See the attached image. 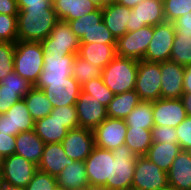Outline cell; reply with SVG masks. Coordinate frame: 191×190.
Returning <instances> with one entry per match:
<instances>
[{"instance_id":"obj_1","label":"cell","mask_w":191,"mask_h":190,"mask_svg":"<svg viewBox=\"0 0 191 190\" xmlns=\"http://www.w3.org/2000/svg\"><path fill=\"white\" fill-rule=\"evenodd\" d=\"M17 40L41 42L59 21L52 7H18Z\"/></svg>"},{"instance_id":"obj_2","label":"cell","mask_w":191,"mask_h":190,"mask_svg":"<svg viewBox=\"0 0 191 190\" xmlns=\"http://www.w3.org/2000/svg\"><path fill=\"white\" fill-rule=\"evenodd\" d=\"M137 158L126 144L111 150L110 179L103 190H132Z\"/></svg>"},{"instance_id":"obj_3","label":"cell","mask_w":191,"mask_h":190,"mask_svg":"<svg viewBox=\"0 0 191 190\" xmlns=\"http://www.w3.org/2000/svg\"><path fill=\"white\" fill-rule=\"evenodd\" d=\"M138 61L116 56L103 70L101 77L115 95L135 90Z\"/></svg>"},{"instance_id":"obj_4","label":"cell","mask_w":191,"mask_h":190,"mask_svg":"<svg viewBox=\"0 0 191 190\" xmlns=\"http://www.w3.org/2000/svg\"><path fill=\"white\" fill-rule=\"evenodd\" d=\"M43 55L40 42L17 40L15 44L14 72L34 86L43 70Z\"/></svg>"},{"instance_id":"obj_5","label":"cell","mask_w":191,"mask_h":190,"mask_svg":"<svg viewBox=\"0 0 191 190\" xmlns=\"http://www.w3.org/2000/svg\"><path fill=\"white\" fill-rule=\"evenodd\" d=\"M40 43L44 54L61 56L78 54L80 46L79 38L64 20H59L49 36Z\"/></svg>"},{"instance_id":"obj_6","label":"cell","mask_w":191,"mask_h":190,"mask_svg":"<svg viewBox=\"0 0 191 190\" xmlns=\"http://www.w3.org/2000/svg\"><path fill=\"white\" fill-rule=\"evenodd\" d=\"M161 71L159 62L138 61L135 91L141 101H156L161 98Z\"/></svg>"},{"instance_id":"obj_7","label":"cell","mask_w":191,"mask_h":190,"mask_svg":"<svg viewBox=\"0 0 191 190\" xmlns=\"http://www.w3.org/2000/svg\"><path fill=\"white\" fill-rule=\"evenodd\" d=\"M169 187L167 172L146 156H138L132 190H162Z\"/></svg>"},{"instance_id":"obj_8","label":"cell","mask_w":191,"mask_h":190,"mask_svg":"<svg viewBox=\"0 0 191 190\" xmlns=\"http://www.w3.org/2000/svg\"><path fill=\"white\" fill-rule=\"evenodd\" d=\"M37 170V165L34 163L23 156L12 154L2 158L0 179L7 184L25 188Z\"/></svg>"},{"instance_id":"obj_9","label":"cell","mask_w":191,"mask_h":190,"mask_svg":"<svg viewBox=\"0 0 191 190\" xmlns=\"http://www.w3.org/2000/svg\"><path fill=\"white\" fill-rule=\"evenodd\" d=\"M176 31L174 23L164 21L153 26V37L143 60L150 62L169 61Z\"/></svg>"},{"instance_id":"obj_10","label":"cell","mask_w":191,"mask_h":190,"mask_svg":"<svg viewBox=\"0 0 191 190\" xmlns=\"http://www.w3.org/2000/svg\"><path fill=\"white\" fill-rule=\"evenodd\" d=\"M152 37L153 26H145L139 30L129 31L116 40V54L120 57L141 61Z\"/></svg>"},{"instance_id":"obj_11","label":"cell","mask_w":191,"mask_h":190,"mask_svg":"<svg viewBox=\"0 0 191 190\" xmlns=\"http://www.w3.org/2000/svg\"><path fill=\"white\" fill-rule=\"evenodd\" d=\"M166 21L163 0H145L131 9L127 30L135 31L145 26H155Z\"/></svg>"},{"instance_id":"obj_12","label":"cell","mask_w":191,"mask_h":190,"mask_svg":"<svg viewBox=\"0 0 191 190\" xmlns=\"http://www.w3.org/2000/svg\"><path fill=\"white\" fill-rule=\"evenodd\" d=\"M84 164L89 186L103 189L110 179L111 150L95 146Z\"/></svg>"},{"instance_id":"obj_13","label":"cell","mask_w":191,"mask_h":190,"mask_svg":"<svg viewBox=\"0 0 191 190\" xmlns=\"http://www.w3.org/2000/svg\"><path fill=\"white\" fill-rule=\"evenodd\" d=\"M61 143L68 157L84 162L95 147L93 130L83 127L70 129Z\"/></svg>"},{"instance_id":"obj_14","label":"cell","mask_w":191,"mask_h":190,"mask_svg":"<svg viewBox=\"0 0 191 190\" xmlns=\"http://www.w3.org/2000/svg\"><path fill=\"white\" fill-rule=\"evenodd\" d=\"M127 125L124 119L107 117L93 130L95 146L101 149L114 150L125 144Z\"/></svg>"},{"instance_id":"obj_15","label":"cell","mask_w":191,"mask_h":190,"mask_svg":"<svg viewBox=\"0 0 191 190\" xmlns=\"http://www.w3.org/2000/svg\"><path fill=\"white\" fill-rule=\"evenodd\" d=\"M42 91L53 107L70 106L75 105L81 85L70 76L65 80L46 81Z\"/></svg>"},{"instance_id":"obj_16","label":"cell","mask_w":191,"mask_h":190,"mask_svg":"<svg viewBox=\"0 0 191 190\" xmlns=\"http://www.w3.org/2000/svg\"><path fill=\"white\" fill-rule=\"evenodd\" d=\"M76 55H49L44 54V65L35 88L43 89L46 81L65 80L72 76V64Z\"/></svg>"},{"instance_id":"obj_17","label":"cell","mask_w":191,"mask_h":190,"mask_svg":"<svg viewBox=\"0 0 191 190\" xmlns=\"http://www.w3.org/2000/svg\"><path fill=\"white\" fill-rule=\"evenodd\" d=\"M79 127L94 130L107 118L106 106L99 103L94 96L80 91L75 103Z\"/></svg>"},{"instance_id":"obj_18","label":"cell","mask_w":191,"mask_h":190,"mask_svg":"<svg viewBox=\"0 0 191 190\" xmlns=\"http://www.w3.org/2000/svg\"><path fill=\"white\" fill-rule=\"evenodd\" d=\"M154 126H171L176 128L187 113L181 99L160 98L152 101Z\"/></svg>"},{"instance_id":"obj_19","label":"cell","mask_w":191,"mask_h":190,"mask_svg":"<svg viewBox=\"0 0 191 190\" xmlns=\"http://www.w3.org/2000/svg\"><path fill=\"white\" fill-rule=\"evenodd\" d=\"M161 98L181 99L184 93L183 81L185 67L175 62H160Z\"/></svg>"},{"instance_id":"obj_20","label":"cell","mask_w":191,"mask_h":190,"mask_svg":"<svg viewBox=\"0 0 191 190\" xmlns=\"http://www.w3.org/2000/svg\"><path fill=\"white\" fill-rule=\"evenodd\" d=\"M74 161L65 154L62 143H48L44 146L37 168L39 171L56 177L67 165Z\"/></svg>"},{"instance_id":"obj_21","label":"cell","mask_w":191,"mask_h":190,"mask_svg":"<svg viewBox=\"0 0 191 190\" xmlns=\"http://www.w3.org/2000/svg\"><path fill=\"white\" fill-rule=\"evenodd\" d=\"M169 187L191 190V151L181 150L167 172Z\"/></svg>"},{"instance_id":"obj_22","label":"cell","mask_w":191,"mask_h":190,"mask_svg":"<svg viewBox=\"0 0 191 190\" xmlns=\"http://www.w3.org/2000/svg\"><path fill=\"white\" fill-rule=\"evenodd\" d=\"M130 12V8L117 2L108 3L102 8L103 22L116 40L128 32L127 23Z\"/></svg>"},{"instance_id":"obj_23","label":"cell","mask_w":191,"mask_h":190,"mask_svg":"<svg viewBox=\"0 0 191 190\" xmlns=\"http://www.w3.org/2000/svg\"><path fill=\"white\" fill-rule=\"evenodd\" d=\"M45 143L34 130L18 133L15 140V154L23 156L38 166Z\"/></svg>"},{"instance_id":"obj_24","label":"cell","mask_w":191,"mask_h":190,"mask_svg":"<svg viewBox=\"0 0 191 190\" xmlns=\"http://www.w3.org/2000/svg\"><path fill=\"white\" fill-rule=\"evenodd\" d=\"M78 55L103 70L117 56L116 44L80 43Z\"/></svg>"},{"instance_id":"obj_25","label":"cell","mask_w":191,"mask_h":190,"mask_svg":"<svg viewBox=\"0 0 191 190\" xmlns=\"http://www.w3.org/2000/svg\"><path fill=\"white\" fill-rule=\"evenodd\" d=\"M52 6L59 20L64 21L78 19L98 9L90 0H53Z\"/></svg>"},{"instance_id":"obj_26","label":"cell","mask_w":191,"mask_h":190,"mask_svg":"<svg viewBox=\"0 0 191 190\" xmlns=\"http://www.w3.org/2000/svg\"><path fill=\"white\" fill-rule=\"evenodd\" d=\"M57 186L65 190H76L89 186L85 164L82 161H74L67 165L57 176Z\"/></svg>"},{"instance_id":"obj_27","label":"cell","mask_w":191,"mask_h":190,"mask_svg":"<svg viewBox=\"0 0 191 190\" xmlns=\"http://www.w3.org/2000/svg\"><path fill=\"white\" fill-rule=\"evenodd\" d=\"M34 131L45 144H48L61 143L69 130L54 116L47 115L35 121Z\"/></svg>"},{"instance_id":"obj_28","label":"cell","mask_w":191,"mask_h":190,"mask_svg":"<svg viewBox=\"0 0 191 190\" xmlns=\"http://www.w3.org/2000/svg\"><path fill=\"white\" fill-rule=\"evenodd\" d=\"M180 151L179 144L152 142L145 156L163 171L168 172Z\"/></svg>"},{"instance_id":"obj_29","label":"cell","mask_w":191,"mask_h":190,"mask_svg":"<svg viewBox=\"0 0 191 190\" xmlns=\"http://www.w3.org/2000/svg\"><path fill=\"white\" fill-rule=\"evenodd\" d=\"M5 114L10 119L11 135L16 136L18 133L34 130L35 121L23 98L12 105Z\"/></svg>"},{"instance_id":"obj_30","label":"cell","mask_w":191,"mask_h":190,"mask_svg":"<svg viewBox=\"0 0 191 190\" xmlns=\"http://www.w3.org/2000/svg\"><path fill=\"white\" fill-rule=\"evenodd\" d=\"M140 102L141 99L135 90L114 95L106 107L107 117L124 119Z\"/></svg>"},{"instance_id":"obj_31","label":"cell","mask_w":191,"mask_h":190,"mask_svg":"<svg viewBox=\"0 0 191 190\" xmlns=\"http://www.w3.org/2000/svg\"><path fill=\"white\" fill-rule=\"evenodd\" d=\"M23 99L34 121L46 117L53 110L52 104L41 89L33 87Z\"/></svg>"},{"instance_id":"obj_32","label":"cell","mask_w":191,"mask_h":190,"mask_svg":"<svg viewBox=\"0 0 191 190\" xmlns=\"http://www.w3.org/2000/svg\"><path fill=\"white\" fill-rule=\"evenodd\" d=\"M151 101H141L125 118L127 128H143L151 130L154 126Z\"/></svg>"},{"instance_id":"obj_33","label":"cell","mask_w":191,"mask_h":190,"mask_svg":"<svg viewBox=\"0 0 191 190\" xmlns=\"http://www.w3.org/2000/svg\"><path fill=\"white\" fill-rule=\"evenodd\" d=\"M152 132L143 128H127L125 144L137 156H145L152 145Z\"/></svg>"},{"instance_id":"obj_34","label":"cell","mask_w":191,"mask_h":190,"mask_svg":"<svg viewBox=\"0 0 191 190\" xmlns=\"http://www.w3.org/2000/svg\"><path fill=\"white\" fill-rule=\"evenodd\" d=\"M170 60L184 67L191 66V36L175 34Z\"/></svg>"},{"instance_id":"obj_35","label":"cell","mask_w":191,"mask_h":190,"mask_svg":"<svg viewBox=\"0 0 191 190\" xmlns=\"http://www.w3.org/2000/svg\"><path fill=\"white\" fill-rule=\"evenodd\" d=\"M102 69L76 54L72 64V76L82 86L94 78L101 77Z\"/></svg>"},{"instance_id":"obj_36","label":"cell","mask_w":191,"mask_h":190,"mask_svg":"<svg viewBox=\"0 0 191 190\" xmlns=\"http://www.w3.org/2000/svg\"><path fill=\"white\" fill-rule=\"evenodd\" d=\"M103 21L102 9L98 8L94 12L86 14L78 19L67 21L71 30L79 40L90 30Z\"/></svg>"},{"instance_id":"obj_37","label":"cell","mask_w":191,"mask_h":190,"mask_svg":"<svg viewBox=\"0 0 191 190\" xmlns=\"http://www.w3.org/2000/svg\"><path fill=\"white\" fill-rule=\"evenodd\" d=\"M81 91L94 96L99 103L104 106H108L109 103L113 100L114 93L110 91L103 82L102 77H97L84 83L81 86Z\"/></svg>"},{"instance_id":"obj_38","label":"cell","mask_w":191,"mask_h":190,"mask_svg":"<svg viewBox=\"0 0 191 190\" xmlns=\"http://www.w3.org/2000/svg\"><path fill=\"white\" fill-rule=\"evenodd\" d=\"M80 43L116 44V39L102 21L100 24H97L95 28L86 33L80 39Z\"/></svg>"},{"instance_id":"obj_39","label":"cell","mask_w":191,"mask_h":190,"mask_svg":"<svg viewBox=\"0 0 191 190\" xmlns=\"http://www.w3.org/2000/svg\"><path fill=\"white\" fill-rule=\"evenodd\" d=\"M16 42H0V81L14 71Z\"/></svg>"},{"instance_id":"obj_40","label":"cell","mask_w":191,"mask_h":190,"mask_svg":"<svg viewBox=\"0 0 191 190\" xmlns=\"http://www.w3.org/2000/svg\"><path fill=\"white\" fill-rule=\"evenodd\" d=\"M165 20L174 22L191 11V0H163Z\"/></svg>"},{"instance_id":"obj_41","label":"cell","mask_w":191,"mask_h":190,"mask_svg":"<svg viewBox=\"0 0 191 190\" xmlns=\"http://www.w3.org/2000/svg\"><path fill=\"white\" fill-rule=\"evenodd\" d=\"M54 116L55 119L63 123L68 130L79 127V119L75 105L53 107L49 114Z\"/></svg>"},{"instance_id":"obj_42","label":"cell","mask_w":191,"mask_h":190,"mask_svg":"<svg viewBox=\"0 0 191 190\" xmlns=\"http://www.w3.org/2000/svg\"><path fill=\"white\" fill-rule=\"evenodd\" d=\"M34 86L14 71L10 72L0 81V89L19 90V95L24 98Z\"/></svg>"},{"instance_id":"obj_43","label":"cell","mask_w":191,"mask_h":190,"mask_svg":"<svg viewBox=\"0 0 191 190\" xmlns=\"http://www.w3.org/2000/svg\"><path fill=\"white\" fill-rule=\"evenodd\" d=\"M17 41V15L0 14V42Z\"/></svg>"},{"instance_id":"obj_44","label":"cell","mask_w":191,"mask_h":190,"mask_svg":"<svg viewBox=\"0 0 191 190\" xmlns=\"http://www.w3.org/2000/svg\"><path fill=\"white\" fill-rule=\"evenodd\" d=\"M56 186V177L37 170L25 190H54Z\"/></svg>"},{"instance_id":"obj_45","label":"cell","mask_w":191,"mask_h":190,"mask_svg":"<svg viewBox=\"0 0 191 190\" xmlns=\"http://www.w3.org/2000/svg\"><path fill=\"white\" fill-rule=\"evenodd\" d=\"M153 142L178 144L176 128L171 126H153L151 129Z\"/></svg>"},{"instance_id":"obj_46","label":"cell","mask_w":191,"mask_h":190,"mask_svg":"<svg viewBox=\"0 0 191 190\" xmlns=\"http://www.w3.org/2000/svg\"><path fill=\"white\" fill-rule=\"evenodd\" d=\"M176 133L181 150L191 151V116H187L176 127Z\"/></svg>"},{"instance_id":"obj_47","label":"cell","mask_w":191,"mask_h":190,"mask_svg":"<svg viewBox=\"0 0 191 190\" xmlns=\"http://www.w3.org/2000/svg\"><path fill=\"white\" fill-rule=\"evenodd\" d=\"M22 97L19 90L0 89V114H5Z\"/></svg>"},{"instance_id":"obj_48","label":"cell","mask_w":191,"mask_h":190,"mask_svg":"<svg viewBox=\"0 0 191 190\" xmlns=\"http://www.w3.org/2000/svg\"><path fill=\"white\" fill-rule=\"evenodd\" d=\"M16 136L0 134V156L2 158L15 154Z\"/></svg>"},{"instance_id":"obj_49","label":"cell","mask_w":191,"mask_h":190,"mask_svg":"<svg viewBox=\"0 0 191 190\" xmlns=\"http://www.w3.org/2000/svg\"><path fill=\"white\" fill-rule=\"evenodd\" d=\"M176 34L191 36V11L183 14L174 22Z\"/></svg>"},{"instance_id":"obj_50","label":"cell","mask_w":191,"mask_h":190,"mask_svg":"<svg viewBox=\"0 0 191 190\" xmlns=\"http://www.w3.org/2000/svg\"><path fill=\"white\" fill-rule=\"evenodd\" d=\"M19 8L16 0H0V14L17 15Z\"/></svg>"},{"instance_id":"obj_51","label":"cell","mask_w":191,"mask_h":190,"mask_svg":"<svg viewBox=\"0 0 191 190\" xmlns=\"http://www.w3.org/2000/svg\"><path fill=\"white\" fill-rule=\"evenodd\" d=\"M18 7H52L51 0H16Z\"/></svg>"},{"instance_id":"obj_52","label":"cell","mask_w":191,"mask_h":190,"mask_svg":"<svg viewBox=\"0 0 191 190\" xmlns=\"http://www.w3.org/2000/svg\"><path fill=\"white\" fill-rule=\"evenodd\" d=\"M0 134L11 135L10 119L6 114H0Z\"/></svg>"},{"instance_id":"obj_53","label":"cell","mask_w":191,"mask_h":190,"mask_svg":"<svg viewBox=\"0 0 191 190\" xmlns=\"http://www.w3.org/2000/svg\"><path fill=\"white\" fill-rule=\"evenodd\" d=\"M183 90L184 93H191V66H185Z\"/></svg>"},{"instance_id":"obj_54","label":"cell","mask_w":191,"mask_h":190,"mask_svg":"<svg viewBox=\"0 0 191 190\" xmlns=\"http://www.w3.org/2000/svg\"><path fill=\"white\" fill-rule=\"evenodd\" d=\"M181 101L184 105L187 116H191V93H183Z\"/></svg>"},{"instance_id":"obj_55","label":"cell","mask_w":191,"mask_h":190,"mask_svg":"<svg viewBox=\"0 0 191 190\" xmlns=\"http://www.w3.org/2000/svg\"><path fill=\"white\" fill-rule=\"evenodd\" d=\"M142 1H145V0H117L116 2L126 6L127 8L132 9L138 4H140Z\"/></svg>"},{"instance_id":"obj_56","label":"cell","mask_w":191,"mask_h":190,"mask_svg":"<svg viewBox=\"0 0 191 190\" xmlns=\"http://www.w3.org/2000/svg\"><path fill=\"white\" fill-rule=\"evenodd\" d=\"M0 190H25V188L10 185L2 181L0 184Z\"/></svg>"},{"instance_id":"obj_57","label":"cell","mask_w":191,"mask_h":190,"mask_svg":"<svg viewBox=\"0 0 191 190\" xmlns=\"http://www.w3.org/2000/svg\"><path fill=\"white\" fill-rule=\"evenodd\" d=\"M90 1L101 9L106 5V3L103 0H90Z\"/></svg>"},{"instance_id":"obj_58","label":"cell","mask_w":191,"mask_h":190,"mask_svg":"<svg viewBox=\"0 0 191 190\" xmlns=\"http://www.w3.org/2000/svg\"><path fill=\"white\" fill-rule=\"evenodd\" d=\"M76 190H103V189L102 188L93 187V186H87V187H83V188L76 189Z\"/></svg>"},{"instance_id":"obj_59","label":"cell","mask_w":191,"mask_h":190,"mask_svg":"<svg viewBox=\"0 0 191 190\" xmlns=\"http://www.w3.org/2000/svg\"><path fill=\"white\" fill-rule=\"evenodd\" d=\"M106 4L116 2L117 0H103Z\"/></svg>"},{"instance_id":"obj_60","label":"cell","mask_w":191,"mask_h":190,"mask_svg":"<svg viewBox=\"0 0 191 190\" xmlns=\"http://www.w3.org/2000/svg\"><path fill=\"white\" fill-rule=\"evenodd\" d=\"M54 190H65L64 188H61L59 186H56V188Z\"/></svg>"},{"instance_id":"obj_61","label":"cell","mask_w":191,"mask_h":190,"mask_svg":"<svg viewBox=\"0 0 191 190\" xmlns=\"http://www.w3.org/2000/svg\"><path fill=\"white\" fill-rule=\"evenodd\" d=\"M162 190H174V189H172V188H170V187H167V188L162 189Z\"/></svg>"}]
</instances>
